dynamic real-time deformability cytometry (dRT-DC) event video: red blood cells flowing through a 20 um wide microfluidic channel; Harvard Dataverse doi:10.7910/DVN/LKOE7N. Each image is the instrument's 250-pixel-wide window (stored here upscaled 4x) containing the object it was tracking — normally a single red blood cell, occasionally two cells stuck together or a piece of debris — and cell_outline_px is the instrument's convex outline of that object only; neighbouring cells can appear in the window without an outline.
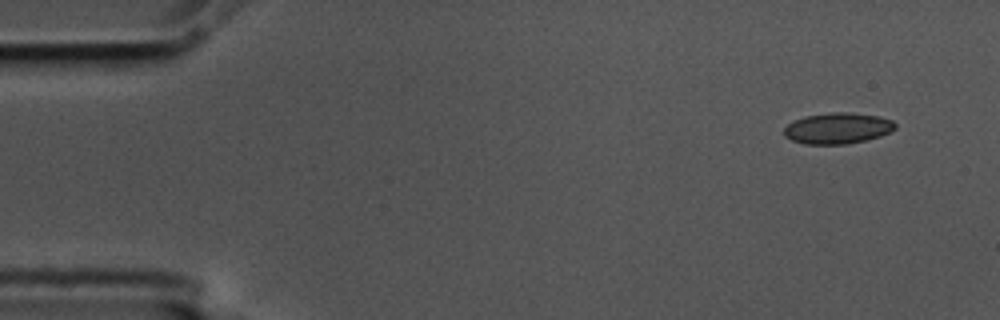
{"species": "common noctule bat (a hibernating species)", "species_latin": "Nyctalus noctula", "temperature_condition": "cold", "stored_images_in_passage": 9, "camera_frame_rate_fps": 3000, "um_per_image_px": 0.085, "animal": {"sex": "male", "body_mass_g": 17.5, "forearm_length_mm": 52.3}, "frame": {"image": 1, "passage_image": 1, "time_ms": 0.0, "image_size_px": [1000, 320], "cell_outline_px": [[896, 128], [880, 136], [848, 144], [804, 144], [792, 140], [784, 136], [784, 128], [788, 124], [804, 116], [832, 112], [848, 112], [876, 116], [892, 120], [896, 124]], "centroid_in_image_um": [71.18, 10.9], "position_along_channel_um": 13.8, "area_um2": 19.94}}
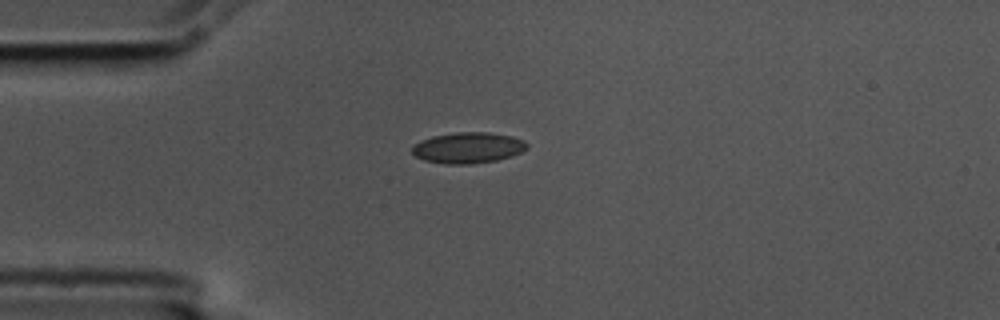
{"frame": {"image": 2, "passage_image": 4, "time_ms": 1.0, "image_size_px": [1000, 320], "cell_outline_px": [[528, 148], [512, 156], [496, 160], [468, 164], [444, 164], [424, 160], [416, 156], [412, 152], [412, 148], [420, 140], [432, 136], [456, 132], [488, 132], [512, 136], [524, 140], [528, 144]], "centroid_in_image_um": [39.79, 12.55], "position_along_channel_um": 45.2, "area_um2": 20.69}}
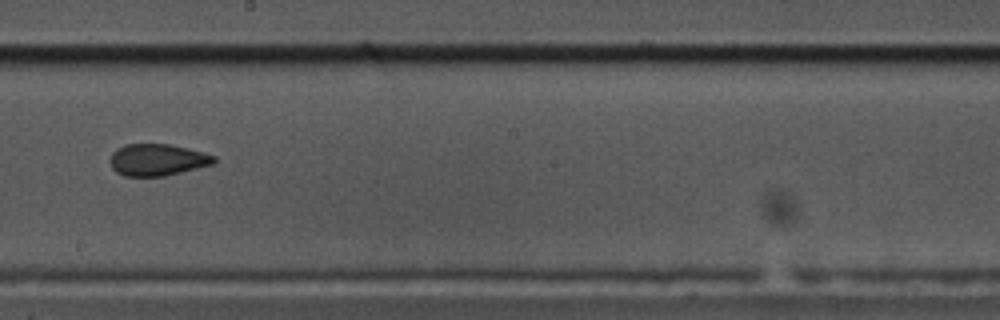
{"frame": {"image": 3, "passage_image": 9, "time_ms": 2.667, "image_size_px": [1000, 320], "cell_outline_px": [[216, 160], [212, 164], [164, 176], [124, 176], [116, 172], [112, 168], [108, 160], [112, 152], [116, 148], [124, 144], [168, 144], [188, 148], [204, 152], [216, 156]], "centroid_in_image_um": [13.33, 13.57], "position_along_channel_um": 234.9, "area_um2": 19.36}}